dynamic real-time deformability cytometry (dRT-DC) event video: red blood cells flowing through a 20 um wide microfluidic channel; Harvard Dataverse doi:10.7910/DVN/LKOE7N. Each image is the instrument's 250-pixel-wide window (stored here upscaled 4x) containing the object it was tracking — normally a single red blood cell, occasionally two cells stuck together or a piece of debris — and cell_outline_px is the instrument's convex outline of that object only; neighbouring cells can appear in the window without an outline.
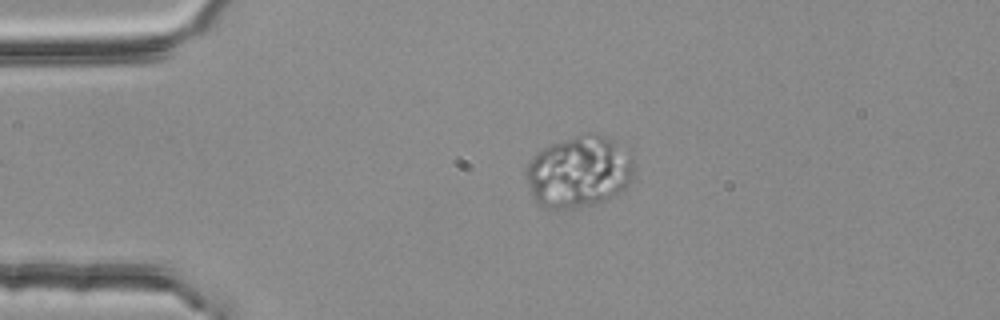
{"species": "common noctule bat (a hibernating species)", "species_latin": "Nyctalus noctula", "temperature_condition": "room temperature", "stored_images_in_passage": 4, "camera_frame_rate_fps": 3000, "um_per_image_px": 0.085, "animal": {"sex": "female", "body_mass_g": 25.1}, "frame": {"image": 1, "passage_image": 4, "time_ms": 1.0, "image_size_px": [1000, 320], "cell_outline_px": [[632, 176], [628, 184], [620, 192], [604, 200], [592, 204], [572, 208], [544, 208], [532, 196], [528, 180], [528, 164], [544, 148], [552, 144], [584, 132], [592, 132], [612, 140], [632, 152]], "centroid_in_image_um": [49.25, 14.58], "position_along_channel_um": 35.7, "area_um2": 44.27}}